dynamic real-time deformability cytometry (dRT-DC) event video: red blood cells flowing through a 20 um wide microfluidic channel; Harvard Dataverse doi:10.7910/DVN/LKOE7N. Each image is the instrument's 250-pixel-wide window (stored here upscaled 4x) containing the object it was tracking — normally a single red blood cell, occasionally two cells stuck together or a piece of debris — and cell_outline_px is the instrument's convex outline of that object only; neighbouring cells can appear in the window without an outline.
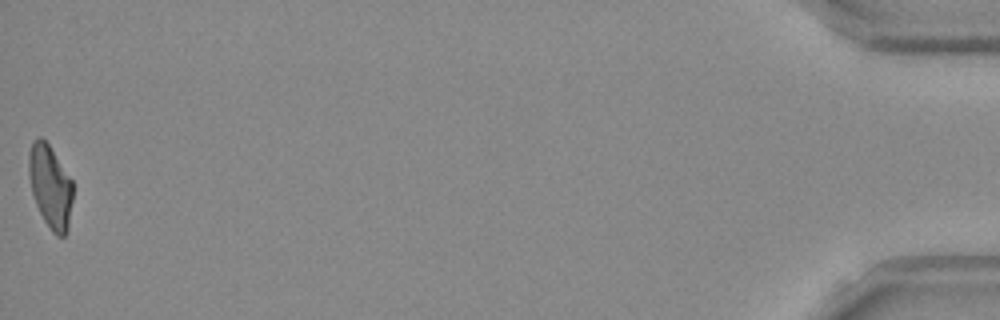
{"species": "Egyptian fruit bat (a non-hibernating species)", "species_latin": "Rousettus aegyptiacus", "temperature_condition": "room temperature", "stored_images_in_passage": 40, "camera_frame_rate_fps": 3000, "um_per_image_px": 0.085, "frame": {"image": 1, "passage_image": 40, "time_ms": 13.0, "image_size_px": [1000, 320], "cell_outline_px": [[72, 200], [68, 228], [64, 236], [56, 236], [52, 232], [44, 220], [36, 204], [32, 192], [28, 176], [28, 156], [32, 140], [40, 136], [48, 144], [72, 180]], "centroid_in_image_um": [4.26, 15.85], "position_along_channel_um": 430.9, "area_um2": 21.21}, "authors_computed_cell_mechanics": {"area_um2": 22.253, "velocity_mm_per_s": 3.8109, "shape_relaxation_time_tau1_ms": null, "shape_relaxation_time_tau2_ms": 2.339, "deformation_change_tau1": null, "deformation_change_tau2": 0.119}}